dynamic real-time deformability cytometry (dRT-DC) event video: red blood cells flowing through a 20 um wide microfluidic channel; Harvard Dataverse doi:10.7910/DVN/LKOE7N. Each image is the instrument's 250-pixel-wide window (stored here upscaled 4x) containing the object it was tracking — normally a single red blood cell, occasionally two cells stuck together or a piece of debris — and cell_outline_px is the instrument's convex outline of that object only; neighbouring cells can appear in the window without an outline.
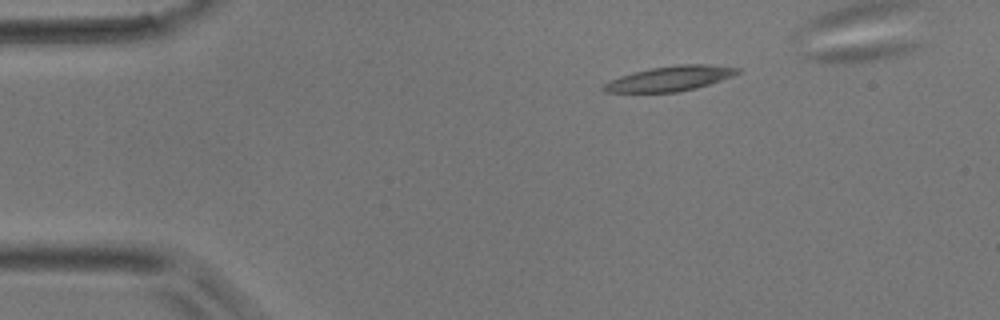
{"species": "common noctule bat (a hibernating species)", "species_latin": "Nyctalus noctula", "temperature_condition": "room temperature", "stored_images_in_passage": 4, "camera_frame_rate_fps": 3000, "um_per_image_px": 0.085, "animal": {"sex": "male", "body_mass_g": 17.9}, "frame": {"image": 1, "passage_image": 1, "time_ms": 0.0, "image_size_px": [1000, 320], "cell_outline_px": [[740, 72], [732, 76], [696, 88], [680, 92], [604, 92], [600, 88], [608, 80], [632, 72], [648, 68], [680, 64], [708, 64], [740, 68]], "centroid_in_image_um": [56.9, 6.67], "position_along_channel_um": 28.1, "area_um2": 19.54}}